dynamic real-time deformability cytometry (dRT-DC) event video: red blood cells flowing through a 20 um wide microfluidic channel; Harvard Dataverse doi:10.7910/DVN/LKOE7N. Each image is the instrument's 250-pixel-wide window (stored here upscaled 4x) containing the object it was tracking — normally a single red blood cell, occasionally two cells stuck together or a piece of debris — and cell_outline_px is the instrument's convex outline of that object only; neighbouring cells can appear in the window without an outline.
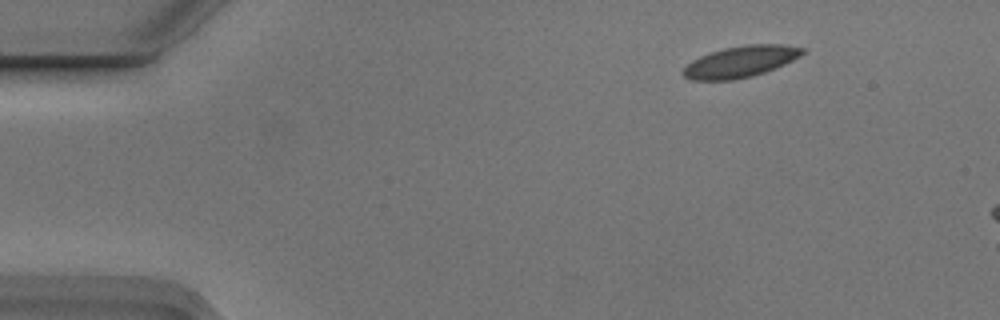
{"species": "Egyptian fruit bat (a non-hibernating species)", "species_latin": "Rousettus aegyptiacus", "temperature_condition": "cold", "stored_images_in_passage": 4, "camera_frame_rate_fps": 3000, "um_per_image_px": 0.085, "animal": {"sex": "male"}, "frame": {"image": 1, "passage_image": 1, "time_ms": 0.0, "image_size_px": [1000, 320], "cell_outline_px": [[804, 52], [800, 56], [776, 68], [752, 76], [732, 80], [692, 80], [684, 76], [680, 72], [692, 60], [700, 56], [724, 48], [744, 44], [788, 44], [804, 48]], "centroid_in_image_um": [62.95, 5.23], "position_along_channel_um": 22.0, "area_um2": 21.79}}